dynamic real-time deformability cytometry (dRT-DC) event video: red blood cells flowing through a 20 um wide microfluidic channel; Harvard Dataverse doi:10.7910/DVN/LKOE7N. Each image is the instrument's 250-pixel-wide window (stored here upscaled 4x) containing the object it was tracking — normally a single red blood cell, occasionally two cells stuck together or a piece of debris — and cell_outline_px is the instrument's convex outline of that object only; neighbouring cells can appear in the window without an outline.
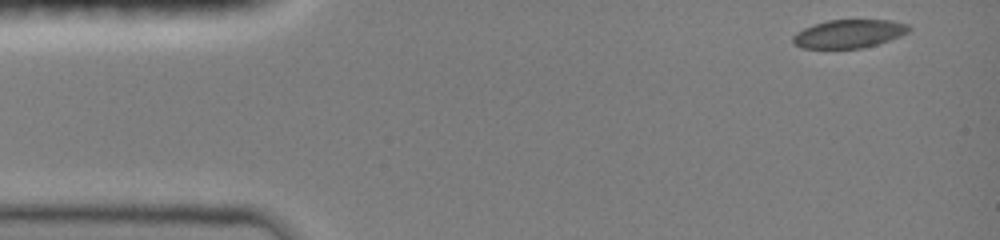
{"species": "common noctule bat (a hibernating species)", "species_latin": "Nyctalus noctula", "temperature_condition": "room temperature", "stored_images_in_passage": 42, "camera_frame_rate_fps": 3000, "um_per_image_px": 0.085, "animal": {"sex": "female", "body_mass_g": 19.0, "forearm_length_mm": 51.5}, "frame": {"image": 1, "passage_image": 1, "time_ms": 0.0, "image_size_px": [1000, 240], "cell_outline_px": [[912, 28], [908, 32], [900, 36], [876, 44], [860, 48], [800, 48], [792, 44], [792, 36], [796, 32], [804, 28], [828, 20], [888, 20], [908, 24]], "centroid_in_image_um": [72.13, 2.87], "position_along_channel_um": 12.9, "area_um2": 19.07}}
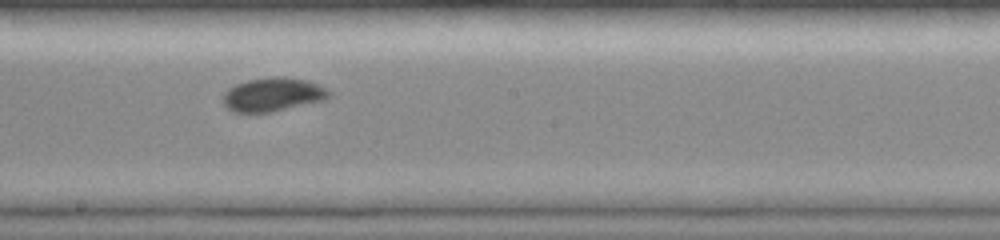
{"frame": {"image": 2, "passage_image": 24, "time_ms": 7.667, "image_size_px": [1000, 240], "cell_outline_px": [[332, 92], [324, 100], [272, 112], [232, 112], [224, 104], [224, 92], [228, 88], [236, 84], [248, 80], [284, 76], [308, 80]], "centroid_in_image_um": [23.19, 8.04], "position_along_channel_um": 225.0, "area_um2": 20.58}}
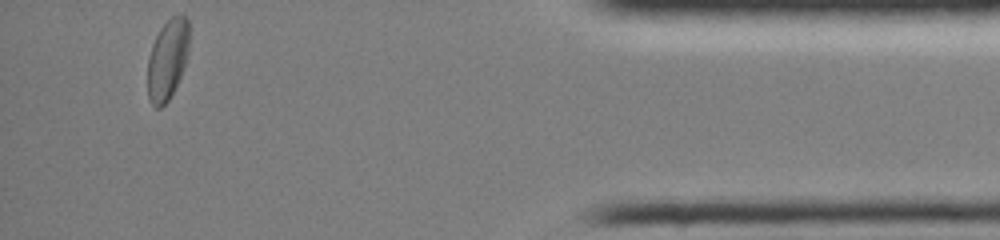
{"frame": {"image": 3, "passage_image": 42, "time_ms": 13.667, "image_size_px": [1000, 240], "cell_outline_px": [[188, 52], [180, 76], [168, 100], [160, 108], [156, 108], [148, 100], [148, 56], [152, 44], [160, 28], [172, 16], [180, 12], [188, 16]], "centroid_in_image_um": [14.23, 5.01], "position_along_channel_um": 421.0, "area_um2": 19.42}, "authors_computed_cell_mechanics": {"area_um2": 19.9699, "velocity_mm_per_s": 4.0199, "shape_relaxation_time_tau1_ms": 5.0176, "shape_relaxation_time_tau2_ms": 2.7744, "deformation_change_tau1": 0.1231, "deformation_change_tau2": 0.0489}}